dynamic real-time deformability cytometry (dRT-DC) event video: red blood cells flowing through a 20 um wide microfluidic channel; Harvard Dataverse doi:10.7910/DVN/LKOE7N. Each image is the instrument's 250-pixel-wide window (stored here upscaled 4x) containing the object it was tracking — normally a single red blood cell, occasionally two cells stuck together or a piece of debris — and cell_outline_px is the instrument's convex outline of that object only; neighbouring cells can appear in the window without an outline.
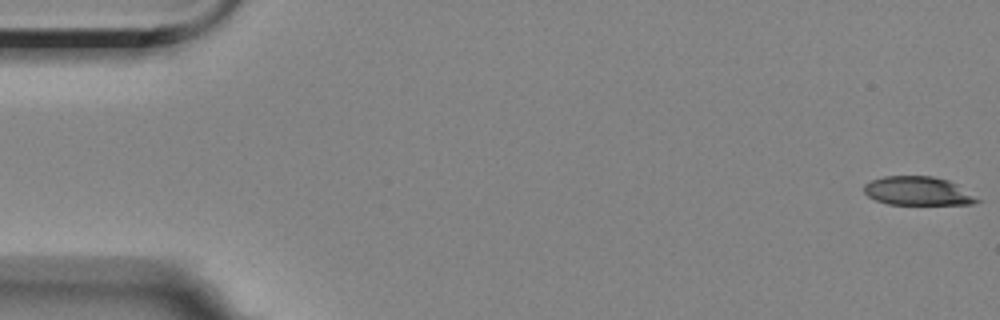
{"species": "Egyptian fruit bat (a non-hibernating species)", "species_latin": "Rousettus aegyptiacus", "temperature_condition": "room temperature", "stored_images_in_passage": 57, "camera_frame_rate_fps": 3000, "um_per_image_px": 0.085, "animal": {"sex": "female"}, "frame": {"image": 1, "passage_image": 1, "time_ms": 0.0, "image_size_px": [1000, 320], "cell_outline_px": [[984, 200], [972, 204], [888, 204], [876, 200], [868, 196], [864, 192], [864, 184], [872, 180], [884, 176], [932, 176], [948, 180], [956, 184]], "centroid_in_image_um": [78.05, 16.24], "position_along_channel_um": 7.0, "area_um2": 18.96}}
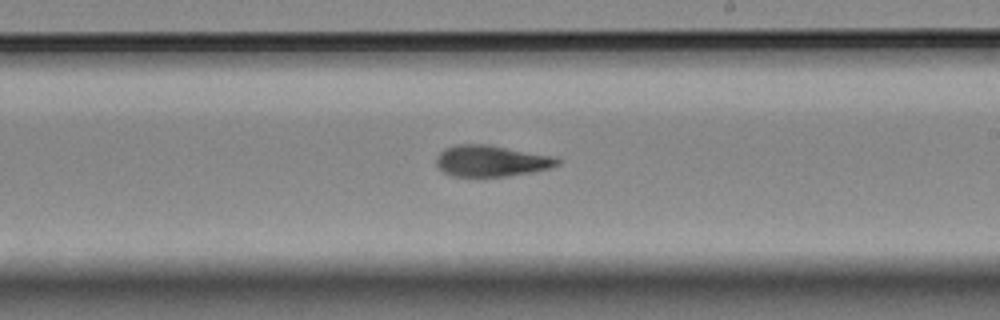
{"frame": {"image": 2, "passage_image": 33, "time_ms": 10.667, "image_size_px": [1000, 320], "cell_outline_px": [[560, 164], [548, 168], [532, 172], [508, 176], [452, 176], [444, 172], [436, 164], [436, 156], [444, 148], [456, 144], [484, 144], [552, 156], [560, 160]], "centroid_in_image_um": [41.71, 13.68], "position_along_channel_um": 247.3, "area_um2": 21.79}}
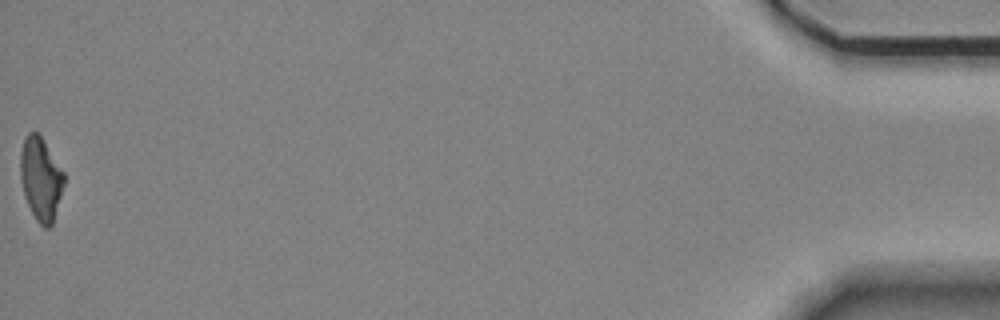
{"frame": {"image": 3, "passage_image": 57, "time_ms": 18.667, "image_size_px": [1000, 320], "cell_outline_px": [[64, 184], [52, 224], [48, 228], [44, 228], [36, 220], [24, 196], [20, 180], [20, 152], [24, 136], [28, 132], [36, 132], [40, 136], [64, 172]], "centroid_in_image_um": [3.44, 15.19], "position_along_channel_um": 431.8, "area_um2": 20.98}, "authors_computed_cell_mechanics": {"area_um2": 21.7906, "velocity_mm_per_s": 3.528, "shape_relaxation_time_tau1_ms": 5.0857, "shape_relaxation_time_tau2_ms": 2.4868, "deformation_change_tau1": 0.1884, "deformation_change_tau2": 0.1089}}